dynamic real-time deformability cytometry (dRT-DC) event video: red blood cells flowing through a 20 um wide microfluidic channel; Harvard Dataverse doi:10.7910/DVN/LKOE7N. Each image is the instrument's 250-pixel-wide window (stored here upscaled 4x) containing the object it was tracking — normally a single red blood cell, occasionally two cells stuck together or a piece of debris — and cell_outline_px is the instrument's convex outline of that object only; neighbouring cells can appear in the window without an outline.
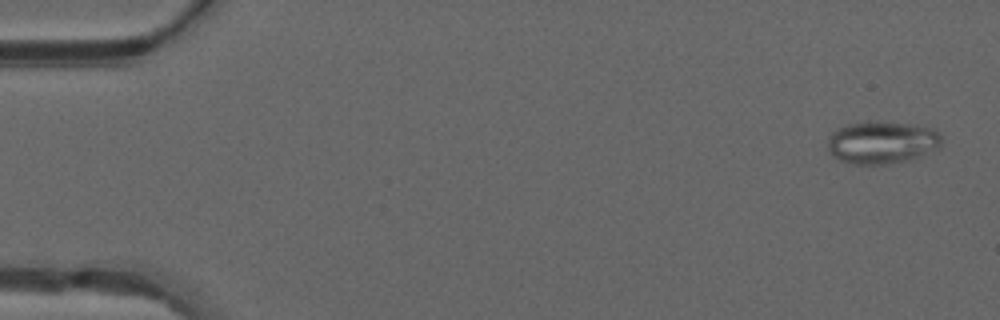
{"species": "common noctule bat (a hibernating species)", "species_latin": "Nyctalus noctula", "temperature_condition": "warm", "stored_images_in_passage": 49, "camera_frame_rate_fps": 3000, "um_per_image_px": 0.085, "animal": {"sex": "male", "forearm_length_mm": 52.5}, "frame": {"image": 1, "passage_image": 2, "time_ms": 0.333, "image_size_px": [1000, 320], "cell_outline_px": [[944, 136], [940, 148], [920, 156], [908, 160], [888, 164], [856, 164], [840, 160], [832, 156], [828, 152], [828, 140], [832, 132], [836, 128], [848, 124], [908, 124], [932, 128], [940, 132]], "centroid_in_image_um": [75.0, 12.15], "position_along_channel_um": 10.0, "area_um2": 27.8}}
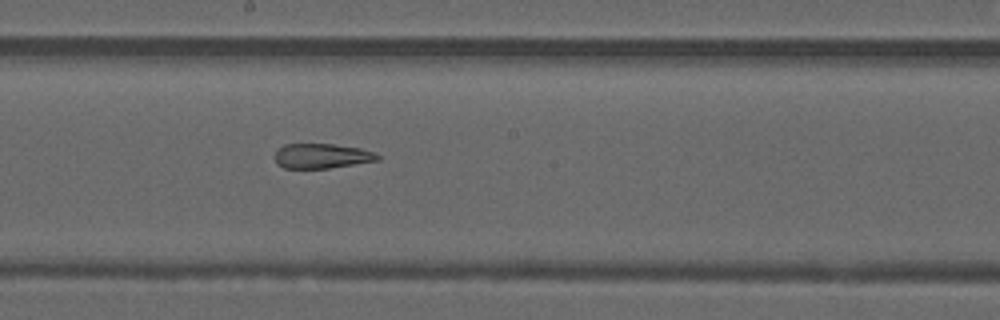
{"frame": {"image": 2, "passage_image": 27, "time_ms": 8.667, "image_size_px": [1000, 320], "cell_outline_px": [[380, 160], [328, 168], [284, 168], [276, 164], [276, 152], [284, 144], [332, 144], [360, 148], [372, 152], [380, 156]], "centroid_in_image_um": [27.35, 13.26], "position_along_channel_um": 220.9, "area_um2": 14.68}}
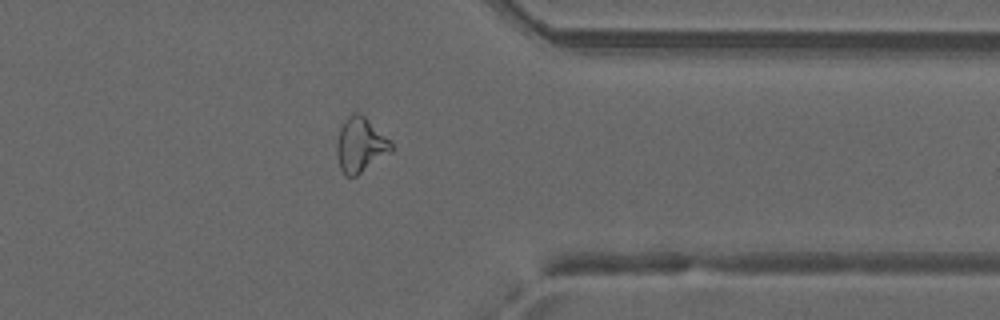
{"frame": {"image": 3, "passage_image": 39, "time_ms": 12.667, "image_size_px": [1000, 320], "cell_outline_px": [[392, 152], [356, 176], [344, 176], [340, 168], [336, 152], [336, 144], [340, 128], [344, 120], [352, 112], [360, 112], [392, 144]], "centroid_in_image_um": [30.6, 12.33], "position_along_channel_um": 380.8, "area_um2": 17.22}, "authors_computed_cell_mechanics": {"area_um2": 19.7098, "velocity_mm_per_s": 4.2007, "shape_relaxation_time_tau1_ms": null, "shape_relaxation_time_tau2_ms": 2.386, "deformation_change_tau1": null, "deformation_change_tau2": 0.1052}}